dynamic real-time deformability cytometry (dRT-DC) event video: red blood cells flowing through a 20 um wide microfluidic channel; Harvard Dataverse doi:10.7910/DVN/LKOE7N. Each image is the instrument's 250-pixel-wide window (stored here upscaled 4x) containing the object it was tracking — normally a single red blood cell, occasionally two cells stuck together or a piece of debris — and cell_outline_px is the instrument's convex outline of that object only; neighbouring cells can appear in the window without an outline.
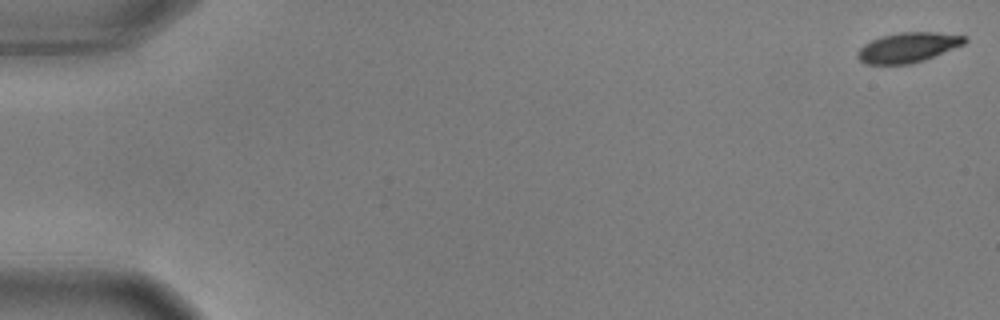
{"species": "common noctule bat (a hibernating species)", "species_latin": "Nyctalus noctula", "temperature_condition": "warm", "stored_images_in_passage": 9, "camera_frame_rate_fps": 3000, "um_per_image_px": 0.085, "animal": {"sex": "male", "body_mass_g": 17.9, "forearm_length_mm": 54.2}, "frame": {"image": 1, "passage_image": 1, "time_ms": 0.0, "image_size_px": [1000, 320], "cell_outline_px": [[968, 40], [964, 44], [924, 60], [908, 64], [864, 64], [856, 56], [856, 52], [864, 44], [880, 36], [900, 32], [936, 32], [968, 36]], "centroid_in_image_um": [77.17, 4.02], "position_along_channel_um": 7.8, "area_um2": 18.73}}